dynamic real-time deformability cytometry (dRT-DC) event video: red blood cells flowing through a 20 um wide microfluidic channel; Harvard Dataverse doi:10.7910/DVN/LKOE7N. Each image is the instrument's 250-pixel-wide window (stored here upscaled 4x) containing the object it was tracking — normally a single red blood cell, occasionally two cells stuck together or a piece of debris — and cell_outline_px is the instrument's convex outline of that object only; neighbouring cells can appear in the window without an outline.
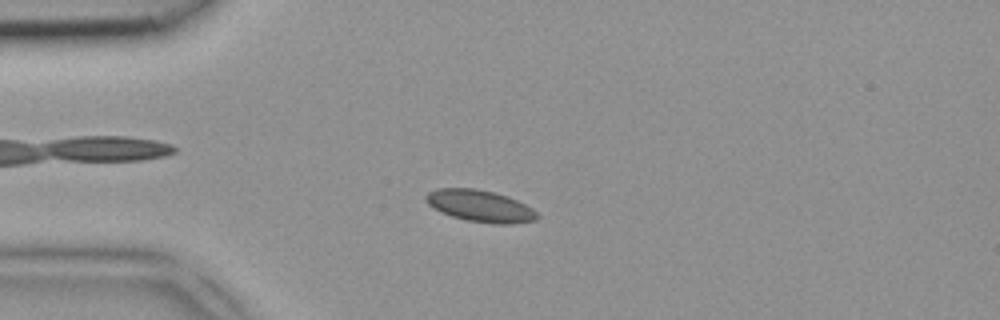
{"species": "common noctule bat (a hibernating species)", "species_latin": "Nyctalus noctula", "temperature_condition": "room temperature", "stored_images_in_passage": 3, "camera_frame_rate_fps": 3000, "um_per_image_px": 0.085, "animal": {"sex": "female", "body_mass_g": 18.4}, "frame": {"image": 1, "passage_image": 3, "time_ms": 0.667, "image_size_px": [1000, 320], "cell_outline_px": [[540, 216], [536, 220], [512, 224], [496, 224], [468, 220], [452, 216], [428, 204], [424, 196], [428, 192], [436, 188], [476, 188], [508, 196], [532, 208]], "centroid_in_image_um": [40.83, 17.5], "position_along_channel_um": 44.2, "area_um2": 20.4}}